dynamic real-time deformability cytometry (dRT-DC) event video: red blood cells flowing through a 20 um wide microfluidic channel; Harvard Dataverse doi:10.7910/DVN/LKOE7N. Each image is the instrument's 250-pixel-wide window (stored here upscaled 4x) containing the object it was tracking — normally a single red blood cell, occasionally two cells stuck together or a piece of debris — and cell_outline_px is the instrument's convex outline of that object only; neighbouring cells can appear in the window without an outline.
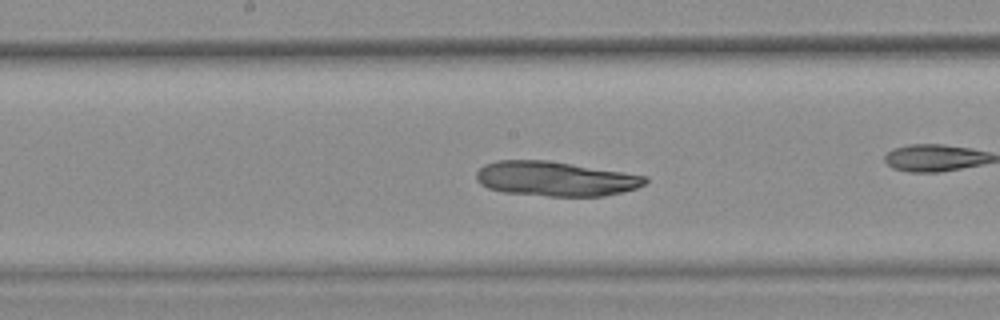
{"species": "common noctule bat (a hibernating species)", "species_latin": "Nyctalus noctula", "temperature_condition": "warm", "stored_images_in_passage": 35, "camera_frame_rate_fps": 3000, "um_per_image_px": 0.085, "animal": {"sex": "female", "body_mass_g": 25.1}, "frame": {"image": 1, "passage_image": 20, "time_ms": 6.333, "image_size_px": [1000, 320], "cell_outline_px": [[648, 180], [644, 184], [636, 188], [604, 196], [548, 196], [504, 192], [488, 188], [480, 184], [476, 180], [476, 172], [484, 164], [496, 160], [548, 160], [648, 176]], "centroid_in_image_um": [47.18, 15.19], "position_along_channel_um": 201.0, "area_um2": 34.1}}